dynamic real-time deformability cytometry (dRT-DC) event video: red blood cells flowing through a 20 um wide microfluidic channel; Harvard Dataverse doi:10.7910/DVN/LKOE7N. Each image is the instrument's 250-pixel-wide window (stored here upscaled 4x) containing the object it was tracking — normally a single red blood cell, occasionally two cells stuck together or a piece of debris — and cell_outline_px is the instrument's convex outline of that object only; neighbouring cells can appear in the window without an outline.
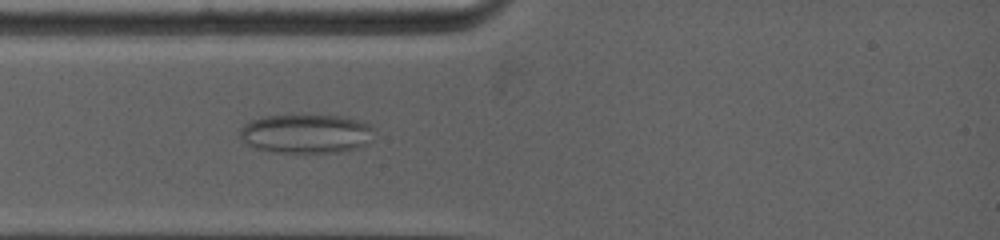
{"species": "common noctule bat (a hibernating species)", "species_latin": "Nyctalus noctula", "temperature_condition": "warm", "stored_images_in_passage": 5, "camera_frame_rate_fps": 5000, "um_per_image_px": 0.085, "animal": {"sex": "female", "body_mass_g": 19.0, "forearm_length_mm": 53.3}, "frame": {"image": 1, "passage_image": 5, "time_ms": 2.4, "image_size_px": [1000, 240], "cell_outline_px": [[372, 128], [368, 144], [356, 148], [336, 152], [276, 152], [256, 148], [248, 144], [240, 136], [240, 128], [248, 120], [264, 116], [292, 112], [348, 116], [372, 124]], "centroid_in_image_um": [26.01, 11.29], "position_along_channel_um": 59.0, "area_um2": 31.56}}